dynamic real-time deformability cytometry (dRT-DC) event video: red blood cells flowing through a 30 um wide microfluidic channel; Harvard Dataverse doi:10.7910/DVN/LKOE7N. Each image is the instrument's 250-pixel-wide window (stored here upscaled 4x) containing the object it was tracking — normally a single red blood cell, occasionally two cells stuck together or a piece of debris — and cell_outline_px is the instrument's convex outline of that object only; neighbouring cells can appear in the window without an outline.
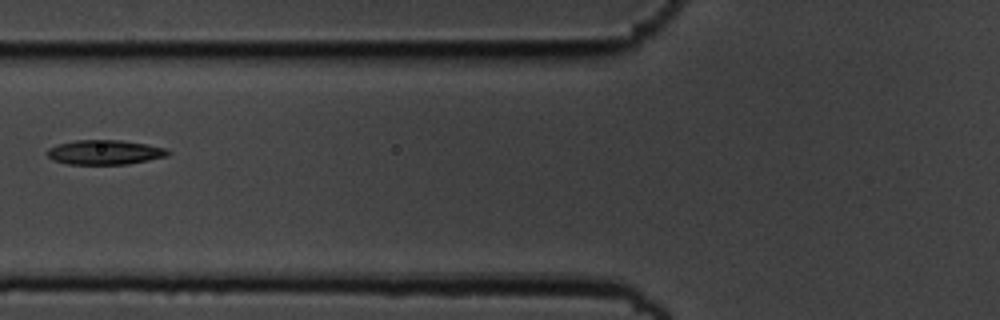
{"species": "common noctule bat (a hibernating species)", "species_latin": "Nyctalus noctula", "temperature_condition": "cold", "stored_images_in_passage": 4, "camera_frame_rate_fps": 3000, "um_per_image_px": 0.085, "animal": {"sex": "male", "body_mass_g": 19.5, "forearm_length_mm": 54.6}, "frame": {"image": 1, "passage_image": 4, "time_ms": 1.0, "image_size_px": [1000, 320], "cell_outline_px": [[172, 152], [168, 156], [128, 164], [68, 164], [52, 160], [44, 152], [48, 148], [60, 144], [76, 140], [120, 140], [168, 148]], "centroid_in_image_um": [8.91, 12.95], "position_along_channel_um": 116.9, "area_um2": 17.34}}